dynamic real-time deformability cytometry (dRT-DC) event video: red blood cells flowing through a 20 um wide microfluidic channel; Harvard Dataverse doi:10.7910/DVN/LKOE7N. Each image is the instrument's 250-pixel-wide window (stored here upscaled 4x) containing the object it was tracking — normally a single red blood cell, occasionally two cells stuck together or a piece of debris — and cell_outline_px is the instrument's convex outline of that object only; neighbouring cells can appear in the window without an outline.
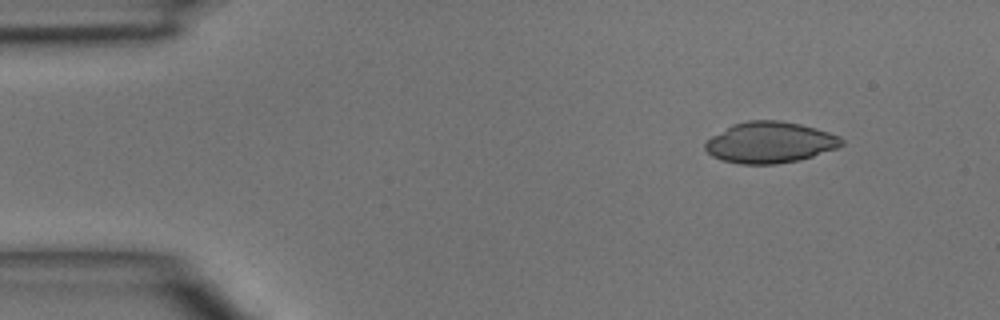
{"species": "common noctule bat (a hibernating species)", "species_latin": "Nyctalus noctula", "temperature_condition": "room temperature", "stored_images_in_passage": 4, "camera_frame_rate_fps": 3000, "um_per_image_px": 0.085, "animal": {"sex": "male", "body_mass_g": 15.6}, "frame": {"image": 1, "passage_image": 2, "time_ms": 1.333, "image_size_px": [1000, 320], "cell_outline_px": [[844, 144], [836, 148], [800, 160], [776, 164], [740, 164], [724, 160], [712, 156], [704, 148], [704, 144], [712, 136], [732, 124], [748, 120], [780, 120], [800, 124], [816, 128], [840, 136], [844, 140]], "centroid_in_image_um": [65.45, 12.1], "position_along_channel_um": 19.5, "area_um2": 32.66}}